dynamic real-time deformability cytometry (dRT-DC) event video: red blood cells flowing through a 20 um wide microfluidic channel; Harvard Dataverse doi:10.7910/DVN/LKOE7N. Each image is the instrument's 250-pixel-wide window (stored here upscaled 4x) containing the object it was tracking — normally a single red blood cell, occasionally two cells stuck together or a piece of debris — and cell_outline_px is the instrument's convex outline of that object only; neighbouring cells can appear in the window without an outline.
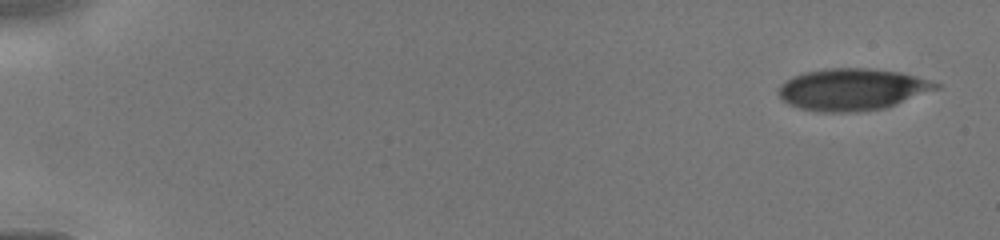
{"species": "human", "species_latin": "Homo sapiens", "temperature_condition": "cold", "stored_images_in_passage": 8, "camera_frame_rate_fps": 3000, "um_per_image_px": 0.085, "donor": {"sex": "male"}, "frame": {"image": 1, "passage_image": 1, "time_ms": 0.0, "image_size_px": [1000, 240], "cell_outline_px": [[940, 88], [884, 108], [856, 112], [820, 112], [800, 108], [788, 104], [780, 96], [780, 84], [804, 72], [828, 68], [868, 68], [900, 72], [932, 80], [940, 84]], "centroid_in_image_um": [72.47, 7.6], "position_along_channel_um": 12.5, "area_um2": 38.09}}
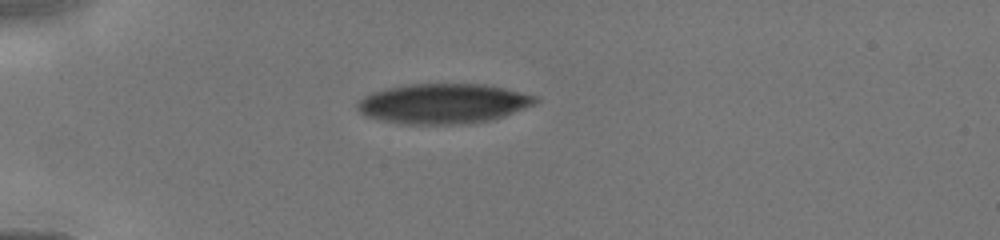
{"frame": {"image": 2, "passage_image": 6, "time_ms": 3.667, "image_size_px": [1000, 240], "cell_outline_px": [[540, 100], [536, 104], [488, 120], [452, 124], [400, 124], [364, 116], [356, 108], [356, 104], [364, 96], [372, 92], [384, 88], [408, 84], [484, 84], [504, 88], [536, 96]], "centroid_in_image_um": [37.61, 8.79], "position_along_channel_um": 47.4, "area_um2": 41.21}}
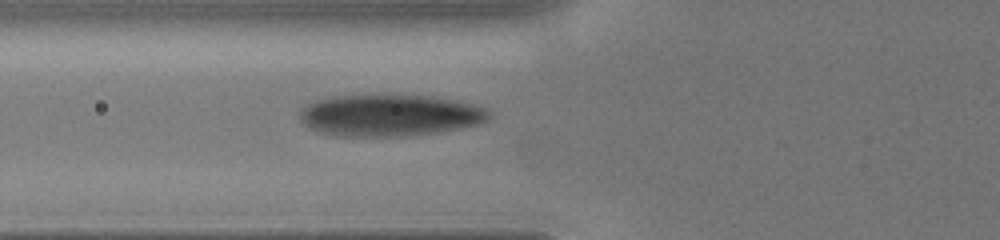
{"frame": {"image": 3, "passage_image": 8, "time_ms": 5.333, "image_size_px": [1000, 240], "cell_outline_px": [[492, 112], [488, 120], [476, 124], [460, 128], [432, 132], [396, 136], [344, 136], [320, 132], [304, 124], [300, 120], [300, 108], [304, 104], [316, 100], [332, 96], [428, 96], [452, 100], [472, 104], [484, 108]], "centroid_in_image_um": [33.08, 9.8], "position_along_channel_um": 92.7, "area_um2": 45.2}}